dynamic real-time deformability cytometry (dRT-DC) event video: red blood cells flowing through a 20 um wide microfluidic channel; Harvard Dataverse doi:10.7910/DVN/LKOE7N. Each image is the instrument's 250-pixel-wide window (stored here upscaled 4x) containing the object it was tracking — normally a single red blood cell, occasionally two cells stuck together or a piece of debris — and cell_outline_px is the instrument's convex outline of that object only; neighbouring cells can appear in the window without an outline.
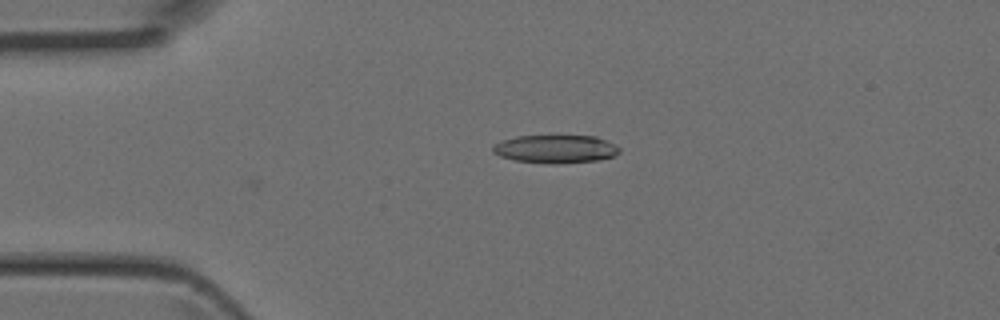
{"species": "Egyptian fruit bat (a non-hibernating species)", "species_latin": "Rousettus aegyptiacus", "temperature_condition": "room temperature", "stored_images_in_passage": 35, "camera_frame_rate_fps": 3000, "um_per_image_px": 0.085, "animal": {"sex": "female"}, "frame": {"image": 1, "passage_image": 1, "time_ms": 0.0, "image_size_px": [1000, 320], "cell_outline_px": [[620, 152], [612, 156], [596, 160], [552, 164], [516, 160], [500, 156], [492, 152], [492, 148], [496, 144], [504, 140], [516, 136], [596, 136], [620, 148]], "centroid_in_image_um": [47.2, 12.66], "position_along_channel_um": 37.8, "area_um2": 20.35}}
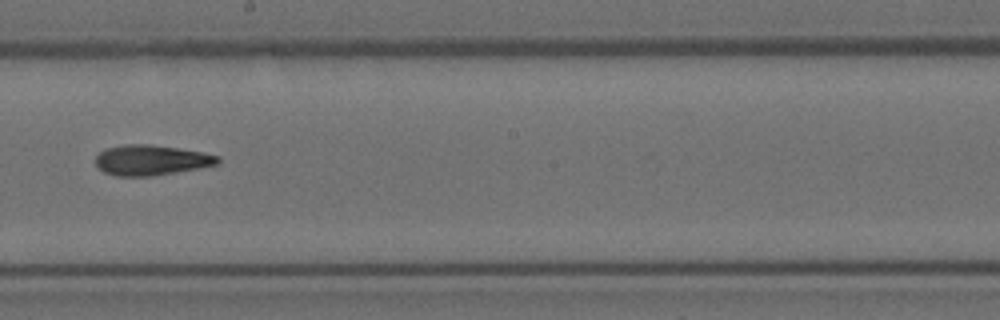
{"frame": {"image": 2, "passage_image": 16, "time_ms": 5.0, "image_size_px": [1000, 320], "cell_outline_px": [[220, 160], [216, 164], [196, 168], [148, 176], [116, 176], [104, 172], [96, 164], [96, 156], [104, 148], [124, 144], [148, 144], [176, 148], [200, 152], [220, 156]], "centroid_in_image_um": [12.78, 13.6], "position_along_channel_um": 235.4, "area_um2": 21.15}}
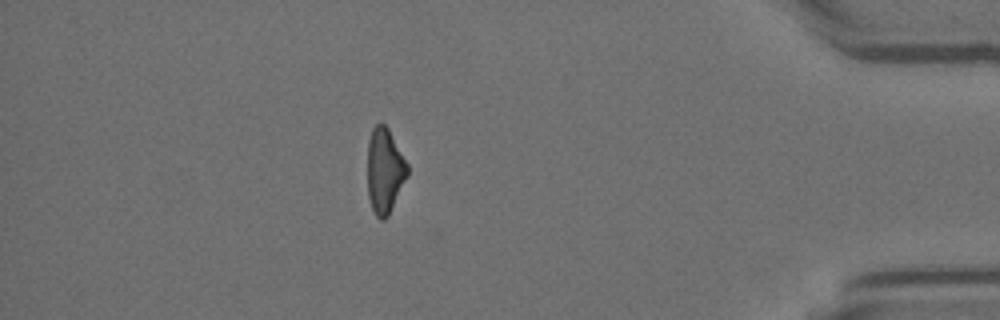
{"frame": {"image": 3, "passage_image": 30, "time_ms": 9.667, "image_size_px": [1000, 320], "cell_outline_px": [[408, 176], [388, 216], [384, 220], [380, 220], [376, 216], [372, 208], [368, 196], [368, 140], [372, 128], [376, 124], [384, 124], [388, 128], [408, 164]], "centroid_in_image_um": [32.7, 14.52], "position_along_channel_um": 402.5, "area_um2": 19.83}}